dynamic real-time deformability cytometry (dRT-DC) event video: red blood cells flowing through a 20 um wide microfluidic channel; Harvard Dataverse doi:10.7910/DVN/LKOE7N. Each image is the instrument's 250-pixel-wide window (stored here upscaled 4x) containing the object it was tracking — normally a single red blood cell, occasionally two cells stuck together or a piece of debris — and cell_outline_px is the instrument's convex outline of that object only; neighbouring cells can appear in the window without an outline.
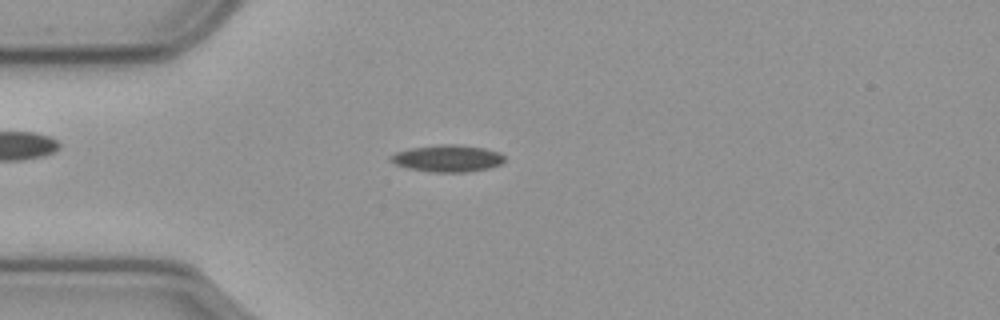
{"species": "common noctule bat (a hibernating species)", "species_latin": "Nyctalus noctula", "temperature_condition": "cold", "stored_images_in_passage": 43, "camera_frame_rate_fps": 3000, "um_per_image_px": 0.085, "animal": {"sex": "male", "body_mass_g": 23.1, "forearm_length_mm": 52.7}, "frame": {"image": 1, "passage_image": 1, "time_ms": 0.0, "image_size_px": [1000, 320], "cell_outline_px": [[504, 160], [500, 164], [488, 168], [464, 172], [432, 172], [408, 168], [396, 164], [388, 160], [388, 156], [396, 152], [412, 148], [440, 144], [456, 144], [484, 148], [500, 152], [504, 156]], "centroid_in_image_um": [38.02, 13.46], "position_along_channel_um": 47.0, "area_um2": 17.8}}
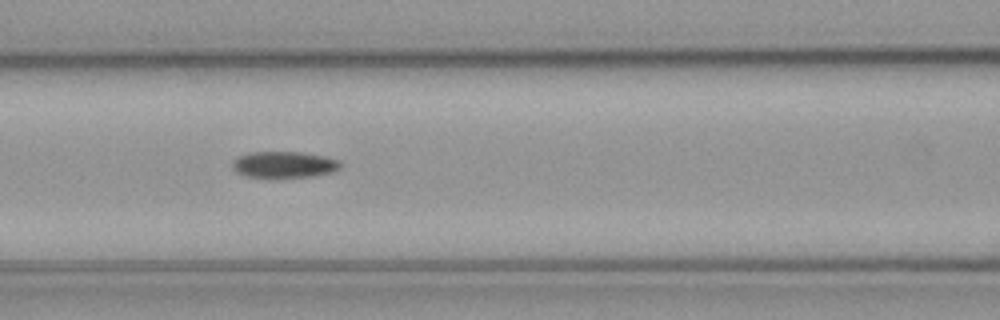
{"frame": {"image": 2, "passage_image": 10, "time_ms": 3.0, "image_size_px": [1000, 320], "cell_outline_px": [[340, 168], [332, 172], [312, 176], [248, 176], [236, 172], [232, 168], [232, 164], [240, 156], [248, 152], [300, 152], [324, 156], [340, 160]], "centroid_in_image_um": [24.17, 13.97], "position_along_channel_um": 142.4, "area_um2": 16.13}}
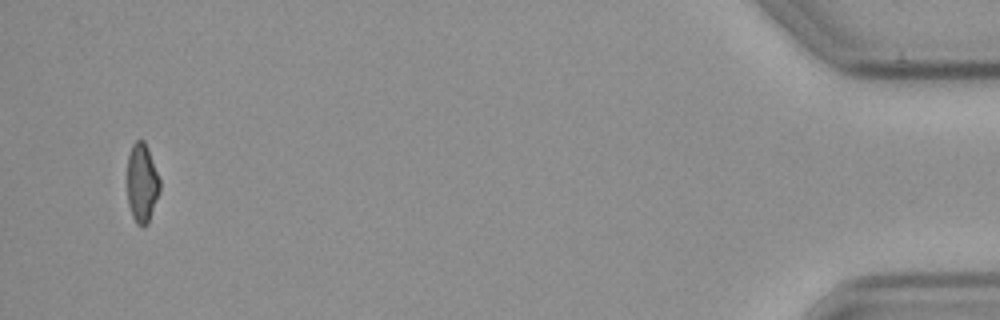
{"frame": {"image": 3, "passage_image": 41, "time_ms": 13.333, "image_size_px": [1000, 320], "cell_outline_px": [[160, 192], [148, 224], [144, 228], [136, 224], [132, 216], [128, 204], [128, 156], [132, 144], [136, 140], [144, 140], [148, 148], [160, 180]], "centroid_in_image_um": [12.08, 15.59], "position_along_channel_um": 423.1, "area_um2": 15.14}}